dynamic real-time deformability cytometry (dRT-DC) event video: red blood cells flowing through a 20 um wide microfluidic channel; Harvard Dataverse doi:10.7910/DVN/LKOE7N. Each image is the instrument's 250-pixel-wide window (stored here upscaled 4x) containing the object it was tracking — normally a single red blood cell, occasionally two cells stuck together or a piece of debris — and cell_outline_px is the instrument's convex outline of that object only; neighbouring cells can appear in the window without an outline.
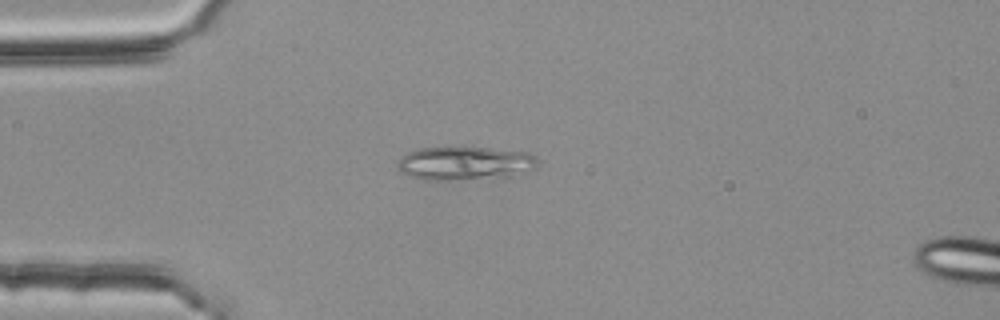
{"species": "common noctule bat (a hibernating species)", "species_latin": "Nyctalus noctula", "temperature_condition": "room temperature", "stored_images_in_passage": 2, "camera_frame_rate_fps": 3000, "um_per_image_px": 0.085, "animal": {"sex": "female", "body_mass_g": 25.1}, "frame": {"image": 1, "passage_image": 2, "time_ms": 0.333, "image_size_px": [1000, 320], "cell_outline_px": [[540, 160], [536, 168], [500, 180], [424, 180], [400, 172], [396, 168], [396, 160], [400, 156], [416, 148], [452, 144], [492, 148], [528, 152], [536, 156]], "centroid_in_image_um": [39.51, 13.86], "position_along_channel_um": 45.5, "area_um2": 29.48}}